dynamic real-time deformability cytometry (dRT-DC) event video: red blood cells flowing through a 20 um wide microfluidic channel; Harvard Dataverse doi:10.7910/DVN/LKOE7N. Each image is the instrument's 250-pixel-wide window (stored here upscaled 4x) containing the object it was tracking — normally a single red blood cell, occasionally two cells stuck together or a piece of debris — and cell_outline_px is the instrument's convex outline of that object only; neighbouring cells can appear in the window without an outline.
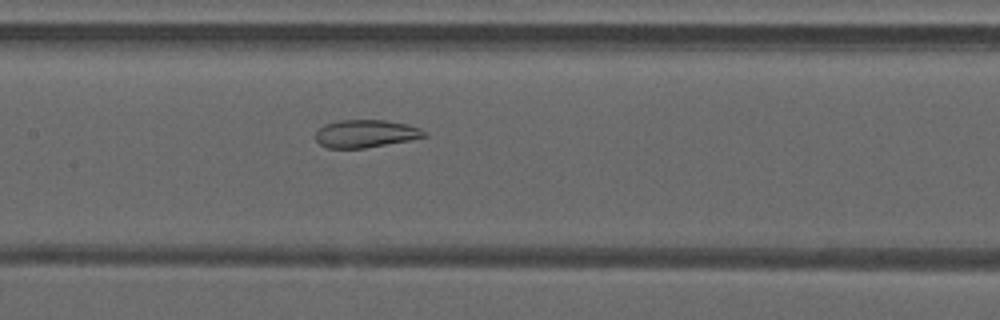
{"species": "common noctule bat (a hibernating species)", "species_latin": "Nyctalus noctula", "temperature_condition": "warm", "stored_images_in_passage": 41, "camera_frame_rate_fps": 3000, "um_per_image_px": 0.085, "animal": {"sex": "male", "forearm_length_mm": 52.5}, "frame": {"image": 1, "passage_image": 16, "time_ms": 5.0, "image_size_px": [1000, 320], "cell_outline_px": [[428, 136], [408, 140], [364, 148], [328, 148], [320, 144], [316, 140], [316, 132], [324, 124], [340, 120], [384, 120], [408, 124], [420, 128], [428, 132]], "centroid_in_image_um": [31.1, 11.35], "position_along_channel_um": 176.3, "area_um2": 17.51}}
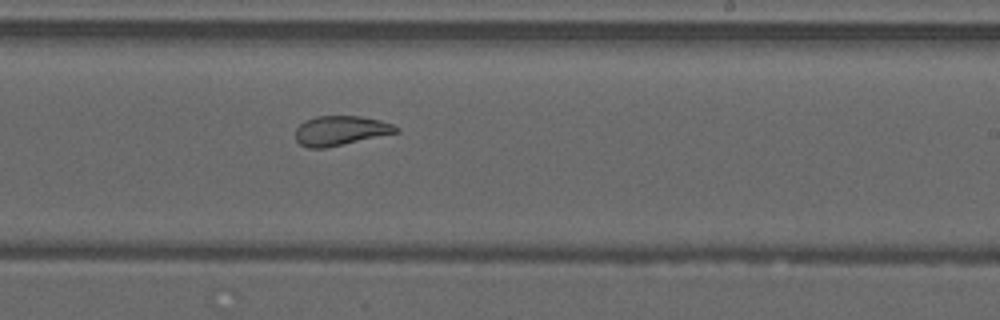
{"frame": {"image": 2, "passage_image": 22, "time_ms": 7.0, "image_size_px": [1000, 320], "cell_outline_px": [[400, 132], [328, 148], [308, 148], [300, 144], [296, 140], [296, 128], [304, 120], [316, 116], [360, 116], [380, 120], [392, 124], [400, 128]], "centroid_in_image_um": [28.96, 11.11], "position_along_channel_um": 260.0, "area_um2": 17.57}}
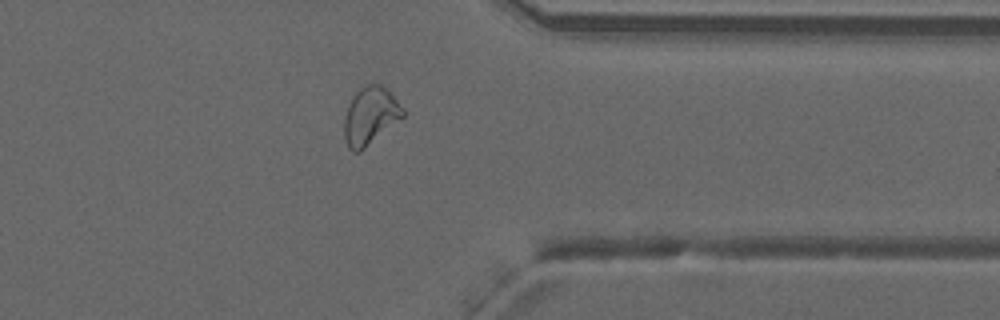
{"frame": {"image": 3, "passage_image": 31, "time_ms": 10.0, "image_size_px": [1000, 320], "cell_outline_px": [[404, 116], [360, 152], [352, 152], [348, 148], [344, 136], [344, 116], [348, 104], [352, 96], [360, 88], [368, 84], [380, 84], [404, 108]], "centroid_in_image_um": [31.43, 9.87], "position_along_channel_um": 380.0, "area_um2": 19.54}, "authors_computed_cell_mechanics": {"area_um2": 20.1722, "velocity_mm_per_s": 4.2147, "shape_relaxation_time_tau1_ms": null, "shape_relaxation_time_tau2_ms": 1.5577, "deformation_change_tau1": null, "deformation_change_tau2": 0.0947}}